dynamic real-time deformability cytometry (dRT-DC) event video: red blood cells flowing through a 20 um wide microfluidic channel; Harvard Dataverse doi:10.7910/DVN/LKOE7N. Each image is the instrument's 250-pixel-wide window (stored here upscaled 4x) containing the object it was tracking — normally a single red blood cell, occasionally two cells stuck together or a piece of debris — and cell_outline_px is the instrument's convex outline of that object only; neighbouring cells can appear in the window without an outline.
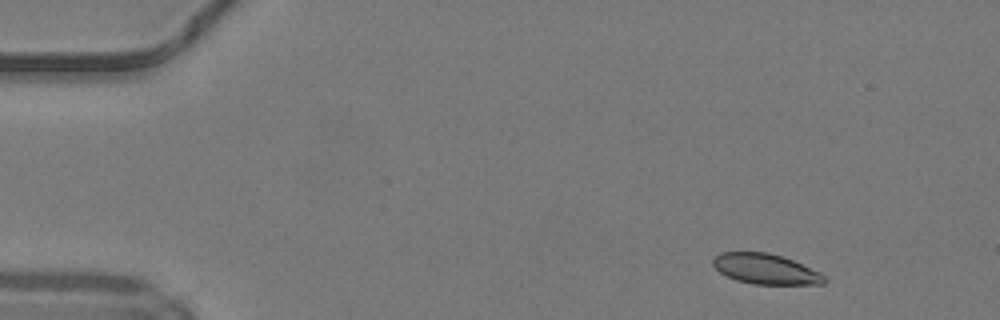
{"species": "common noctule bat (a hibernating species)", "species_latin": "Nyctalus noctula", "temperature_condition": "warm", "stored_images_in_passage": 47, "camera_frame_rate_fps": 3000, "um_per_image_px": 0.085, "animal": {"sex": "male", "body_mass_g": 19.2, "forearm_length_mm": 51.8}, "frame": {"image": 1, "passage_image": 4, "time_ms": 1.0, "image_size_px": [1000, 320], "cell_outline_px": [[828, 280], [824, 284], [752, 284], [736, 280], [720, 272], [712, 264], [712, 260], [720, 252], [768, 252], [792, 260], [820, 272]], "centroid_in_image_um": [65.08, 22.87], "position_along_channel_um": 19.9, "area_um2": 19.54}}
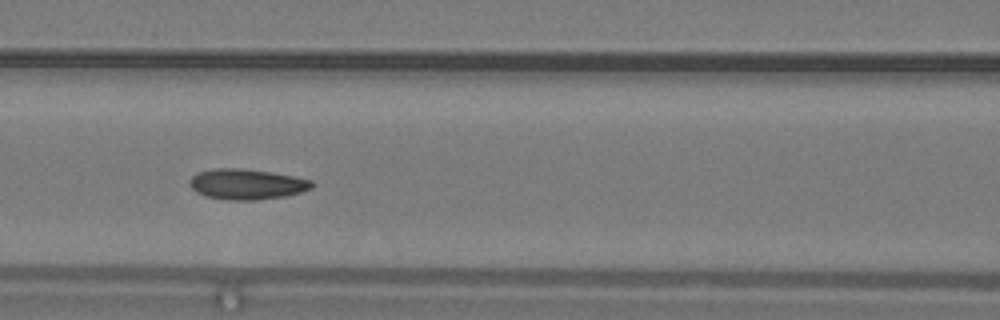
{"frame": {"image": 2, "passage_image": 20, "time_ms": 6.333, "image_size_px": [1000, 320], "cell_outline_px": [[316, 184], [312, 188], [300, 192], [284, 196], [256, 200], [228, 200], [208, 196], [196, 192], [192, 188], [188, 180], [196, 172], [216, 168], [244, 168], [272, 172], [296, 176], [312, 180]], "centroid_in_image_um": [20.99, 15.64], "position_along_channel_um": 145.6, "area_um2": 21.91}}
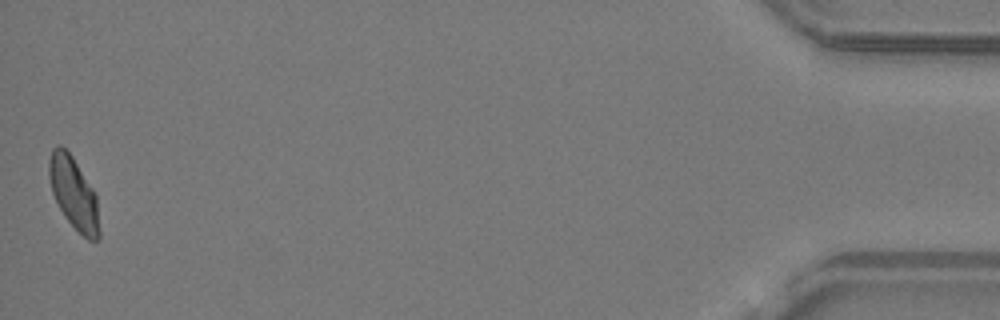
{"frame": {"image": 3, "passage_image": 47, "time_ms": 15.333, "image_size_px": [1000, 320], "cell_outline_px": [[100, 240], [88, 240], [64, 216], [52, 192], [48, 176], [48, 160], [52, 148], [56, 144], [60, 144], [72, 156], [92, 188], [96, 196], [100, 232]], "centroid_in_image_um": [6.25, 16.4], "position_along_channel_um": 429.0, "area_um2": 20.92}, "authors_computed_cell_mechanics": {"area_um2": 20.9814, "velocity_mm_per_s": 4.2069, "shape_relaxation_time_tau1_ms": 4.5676, "shape_relaxation_time_tau2_ms": 3.057, "deformation_change_tau1": 0.1209, "deformation_change_tau2": 0.0696}}